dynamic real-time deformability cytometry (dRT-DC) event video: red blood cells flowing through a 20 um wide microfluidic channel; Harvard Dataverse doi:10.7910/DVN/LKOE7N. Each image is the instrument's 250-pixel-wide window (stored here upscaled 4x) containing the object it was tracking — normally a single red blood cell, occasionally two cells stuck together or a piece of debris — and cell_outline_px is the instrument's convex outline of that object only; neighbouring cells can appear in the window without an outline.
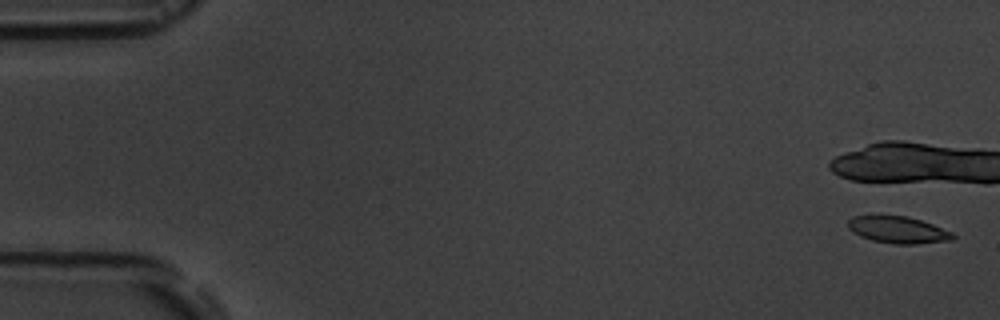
{"species": "common noctule bat (a hibernating species)", "species_latin": "Nyctalus noctula", "temperature_condition": "room temperature", "stored_images_in_passage": 7, "camera_frame_rate_fps": 3000, "um_per_image_px": 0.085, "animal": {"sex": "male", "body_mass_g": 19.5, "forearm_length_mm": 54.6}, "frame": {"image": 1, "passage_image": 1, "time_ms": 0.0, "image_size_px": [1000, 320], "cell_outline_px": [[956, 236], [952, 240], [916, 244], [892, 244], [872, 240], [860, 236], [852, 232], [848, 228], [848, 220], [852, 216], [908, 216], [932, 224], [952, 232]], "centroid_in_image_um": [76.33, 19.54], "position_along_channel_um": 8.7, "area_um2": 16.36}}